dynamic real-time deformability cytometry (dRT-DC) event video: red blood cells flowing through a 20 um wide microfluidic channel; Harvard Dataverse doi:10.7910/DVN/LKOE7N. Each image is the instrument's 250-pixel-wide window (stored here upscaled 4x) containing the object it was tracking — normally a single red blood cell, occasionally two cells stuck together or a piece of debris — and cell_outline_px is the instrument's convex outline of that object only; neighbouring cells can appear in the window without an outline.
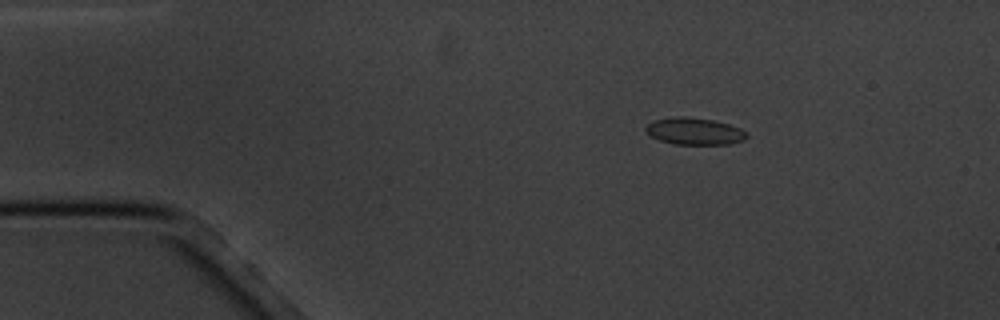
{"species": "common noctule bat (a hibernating species)", "species_latin": "Nyctalus noctula", "temperature_condition": "cold", "stored_images_in_passage": 3, "camera_frame_rate_fps": 3000, "um_per_image_px": 0.085, "animal": {"sex": "male", "body_mass_g": 20.1, "forearm_length_mm": 53.5}, "frame": {"image": 1, "passage_image": 1, "time_ms": 0.0, "image_size_px": [1000, 320], "cell_outline_px": [[748, 136], [744, 140], [728, 144], [676, 144], [660, 140], [652, 136], [644, 128], [652, 120], [676, 116], [684, 116], [712, 120], [728, 124], [740, 128], [748, 132]], "centroid_in_image_um": [59.05, 11.15], "position_along_channel_um": 26.0, "area_um2": 15.78}}